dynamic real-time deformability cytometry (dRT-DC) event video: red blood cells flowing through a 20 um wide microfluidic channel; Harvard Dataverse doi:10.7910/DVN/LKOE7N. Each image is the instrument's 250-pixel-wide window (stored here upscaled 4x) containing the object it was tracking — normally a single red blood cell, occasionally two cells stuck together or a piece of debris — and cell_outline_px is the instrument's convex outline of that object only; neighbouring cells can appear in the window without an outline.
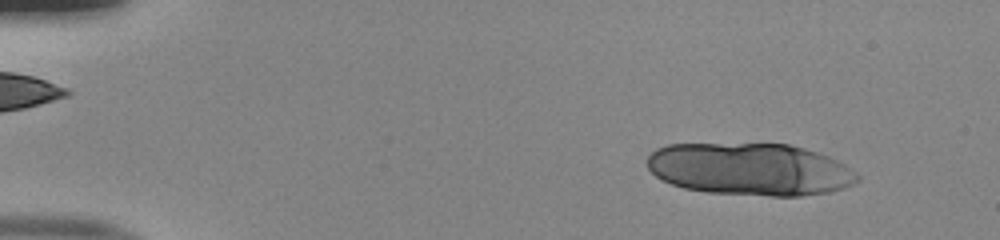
{"species": "human", "species_latin": "Homo sapiens", "temperature_condition": "room temperature", "stored_images_in_passage": 17, "camera_frame_rate_fps": 3000, "um_per_image_px": 0.085, "donor": {"sex": "male"}, "frame": {"image": 1, "passage_image": 6, "time_ms": 1.667, "image_size_px": [1000, 240], "cell_outline_px": [[860, 180], [844, 188], [832, 192], [800, 196], [772, 196], [708, 192], [684, 188], [660, 180], [648, 168], [648, 156], [656, 148], [668, 144], [788, 144], [804, 148], [828, 156], [844, 164], [856, 172], [860, 176]], "centroid_in_image_um": [63.77, 14.39], "position_along_channel_um": 21.2, "area_um2": 64.27}}